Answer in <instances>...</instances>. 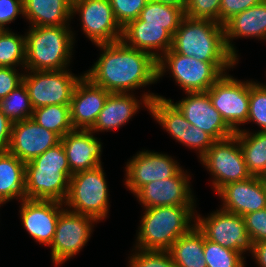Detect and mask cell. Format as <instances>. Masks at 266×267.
Here are the masks:
<instances>
[{
    "instance_id": "obj_31",
    "label": "cell",
    "mask_w": 266,
    "mask_h": 267,
    "mask_svg": "<svg viewBox=\"0 0 266 267\" xmlns=\"http://www.w3.org/2000/svg\"><path fill=\"white\" fill-rule=\"evenodd\" d=\"M32 119L47 130L57 134L60 138L74 130L69 105H47L33 110Z\"/></svg>"
},
{
    "instance_id": "obj_4",
    "label": "cell",
    "mask_w": 266,
    "mask_h": 267,
    "mask_svg": "<svg viewBox=\"0 0 266 267\" xmlns=\"http://www.w3.org/2000/svg\"><path fill=\"white\" fill-rule=\"evenodd\" d=\"M171 49L203 62H239L227 48L224 26L209 19L185 16L172 37Z\"/></svg>"
},
{
    "instance_id": "obj_3",
    "label": "cell",
    "mask_w": 266,
    "mask_h": 267,
    "mask_svg": "<svg viewBox=\"0 0 266 267\" xmlns=\"http://www.w3.org/2000/svg\"><path fill=\"white\" fill-rule=\"evenodd\" d=\"M72 173L62 143L25 163V199L64 202Z\"/></svg>"
},
{
    "instance_id": "obj_41",
    "label": "cell",
    "mask_w": 266,
    "mask_h": 267,
    "mask_svg": "<svg viewBox=\"0 0 266 267\" xmlns=\"http://www.w3.org/2000/svg\"><path fill=\"white\" fill-rule=\"evenodd\" d=\"M262 0H221L220 24L224 25L230 18L257 5Z\"/></svg>"
},
{
    "instance_id": "obj_33",
    "label": "cell",
    "mask_w": 266,
    "mask_h": 267,
    "mask_svg": "<svg viewBox=\"0 0 266 267\" xmlns=\"http://www.w3.org/2000/svg\"><path fill=\"white\" fill-rule=\"evenodd\" d=\"M0 109L13 123L32 118L34 108L23 82L0 100Z\"/></svg>"
},
{
    "instance_id": "obj_9",
    "label": "cell",
    "mask_w": 266,
    "mask_h": 267,
    "mask_svg": "<svg viewBox=\"0 0 266 267\" xmlns=\"http://www.w3.org/2000/svg\"><path fill=\"white\" fill-rule=\"evenodd\" d=\"M200 161L210 172L213 179L211 185L216 193L226 184L252 176L247 170L239 140L235 135L215 141Z\"/></svg>"
},
{
    "instance_id": "obj_25",
    "label": "cell",
    "mask_w": 266,
    "mask_h": 267,
    "mask_svg": "<svg viewBox=\"0 0 266 267\" xmlns=\"http://www.w3.org/2000/svg\"><path fill=\"white\" fill-rule=\"evenodd\" d=\"M23 7L29 27L70 26L73 19L71 0H23Z\"/></svg>"
},
{
    "instance_id": "obj_11",
    "label": "cell",
    "mask_w": 266,
    "mask_h": 267,
    "mask_svg": "<svg viewBox=\"0 0 266 267\" xmlns=\"http://www.w3.org/2000/svg\"><path fill=\"white\" fill-rule=\"evenodd\" d=\"M79 15L81 31L94 44L122 40L123 28L117 22L110 0H75L72 16Z\"/></svg>"
},
{
    "instance_id": "obj_18",
    "label": "cell",
    "mask_w": 266,
    "mask_h": 267,
    "mask_svg": "<svg viewBox=\"0 0 266 267\" xmlns=\"http://www.w3.org/2000/svg\"><path fill=\"white\" fill-rule=\"evenodd\" d=\"M60 140L57 134L28 118L13 123L8 151L26 163L56 146Z\"/></svg>"
},
{
    "instance_id": "obj_21",
    "label": "cell",
    "mask_w": 266,
    "mask_h": 267,
    "mask_svg": "<svg viewBox=\"0 0 266 267\" xmlns=\"http://www.w3.org/2000/svg\"><path fill=\"white\" fill-rule=\"evenodd\" d=\"M110 94L83 76L77 83L70 101V117L74 129L90 130Z\"/></svg>"
},
{
    "instance_id": "obj_6",
    "label": "cell",
    "mask_w": 266,
    "mask_h": 267,
    "mask_svg": "<svg viewBox=\"0 0 266 267\" xmlns=\"http://www.w3.org/2000/svg\"><path fill=\"white\" fill-rule=\"evenodd\" d=\"M239 62H203L172 49L157 60L158 81L168 71L184 92H207L227 70Z\"/></svg>"
},
{
    "instance_id": "obj_26",
    "label": "cell",
    "mask_w": 266,
    "mask_h": 267,
    "mask_svg": "<svg viewBox=\"0 0 266 267\" xmlns=\"http://www.w3.org/2000/svg\"><path fill=\"white\" fill-rule=\"evenodd\" d=\"M25 199V162L9 151L0 152V201Z\"/></svg>"
},
{
    "instance_id": "obj_17",
    "label": "cell",
    "mask_w": 266,
    "mask_h": 267,
    "mask_svg": "<svg viewBox=\"0 0 266 267\" xmlns=\"http://www.w3.org/2000/svg\"><path fill=\"white\" fill-rule=\"evenodd\" d=\"M20 219L24 229L38 244L50 246L64 203L56 200L20 201Z\"/></svg>"
},
{
    "instance_id": "obj_16",
    "label": "cell",
    "mask_w": 266,
    "mask_h": 267,
    "mask_svg": "<svg viewBox=\"0 0 266 267\" xmlns=\"http://www.w3.org/2000/svg\"><path fill=\"white\" fill-rule=\"evenodd\" d=\"M185 95L186 97L174 104L191 125L208 133L215 141L229 138L235 134V131L212 105L207 92H186Z\"/></svg>"
},
{
    "instance_id": "obj_5",
    "label": "cell",
    "mask_w": 266,
    "mask_h": 267,
    "mask_svg": "<svg viewBox=\"0 0 266 267\" xmlns=\"http://www.w3.org/2000/svg\"><path fill=\"white\" fill-rule=\"evenodd\" d=\"M72 30L70 26L29 27L25 33V71L68 69L75 46Z\"/></svg>"
},
{
    "instance_id": "obj_13",
    "label": "cell",
    "mask_w": 266,
    "mask_h": 267,
    "mask_svg": "<svg viewBox=\"0 0 266 267\" xmlns=\"http://www.w3.org/2000/svg\"><path fill=\"white\" fill-rule=\"evenodd\" d=\"M212 105L236 132L247 124L249 111V80H238L224 74L208 91Z\"/></svg>"
},
{
    "instance_id": "obj_37",
    "label": "cell",
    "mask_w": 266,
    "mask_h": 267,
    "mask_svg": "<svg viewBox=\"0 0 266 267\" xmlns=\"http://www.w3.org/2000/svg\"><path fill=\"white\" fill-rule=\"evenodd\" d=\"M221 0H187L185 16L193 19H209L220 23Z\"/></svg>"
},
{
    "instance_id": "obj_15",
    "label": "cell",
    "mask_w": 266,
    "mask_h": 267,
    "mask_svg": "<svg viewBox=\"0 0 266 267\" xmlns=\"http://www.w3.org/2000/svg\"><path fill=\"white\" fill-rule=\"evenodd\" d=\"M190 174L182 168L175 176L152 181L142 186L135 194L143 208L196 205Z\"/></svg>"
},
{
    "instance_id": "obj_43",
    "label": "cell",
    "mask_w": 266,
    "mask_h": 267,
    "mask_svg": "<svg viewBox=\"0 0 266 267\" xmlns=\"http://www.w3.org/2000/svg\"><path fill=\"white\" fill-rule=\"evenodd\" d=\"M20 68L0 67V100L22 83L23 72Z\"/></svg>"
},
{
    "instance_id": "obj_1",
    "label": "cell",
    "mask_w": 266,
    "mask_h": 267,
    "mask_svg": "<svg viewBox=\"0 0 266 267\" xmlns=\"http://www.w3.org/2000/svg\"><path fill=\"white\" fill-rule=\"evenodd\" d=\"M101 53L84 76L110 93H133L158 82L157 60L122 40L96 45Z\"/></svg>"
},
{
    "instance_id": "obj_22",
    "label": "cell",
    "mask_w": 266,
    "mask_h": 267,
    "mask_svg": "<svg viewBox=\"0 0 266 267\" xmlns=\"http://www.w3.org/2000/svg\"><path fill=\"white\" fill-rule=\"evenodd\" d=\"M60 142L72 174L102 165V142L91 130L74 129L64 135Z\"/></svg>"
},
{
    "instance_id": "obj_45",
    "label": "cell",
    "mask_w": 266,
    "mask_h": 267,
    "mask_svg": "<svg viewBox=\"0 0 266 267\" xmlns=\"http://www.w3.org/2000/svg\"><path fill=\"white\" fill-rule=\"evenodd\" d=\"M250 253L259 267H266V241L253 243Z\"/></svg>"
},
{
    "instance_id": "obj_10",
    "label": "cell",
    "mask_w": 266,
    "mask_h": 267,
    "mask_svg": "<svg viewBox=\"0 0 266 267\" xmlns=\"http://www.w3.org/2000/svg\"><path fill=\"white\" fill-rule=\"evenodd\" d=\"M95 223L98 222L94 218L74 213L66 208L60 213L55 234L49 246L51 261L55 266L64 264L86 246Z\"/></svg>"
},
{
    "instance_id": "obj_48",
    "label": "cell",
    "mask_w": 266,
    "mask_h": 267,
    "mask_svg": "<svg viewBox=\"0 0 266 267\" xmlns=\"http://www.w3.org/2000/svg\"><path fill=\"white\" fill-rule=\"evenodd\" d=\"M263 187H264L265 194H266V178H263Z\"/></svg>"
},
{
    "instance_id": "obj_32",
    "label": "cell",
    "mask_w": 266,
    "mask_h": 267,
    "mask_svg": "<svg viewBox=\"0 0 266 267\" xmlns=\"http://www.w3.org/2000/svg\"><path fill=\"white\" fill-rule=\"evenodd\" d=\"M11 30H0V67L25 70L26 37Z\"/></svg>"
},
{
    "instance_id": "obj_42",
    "label": "cell",
    "mask_w": 266,
    "mask_h": 267,
    "mask_svg": "<svg viewBox=\"0 0 266 267\" xmlns=\"http://www.w3.org/2000/svg\"><path fill=\"white\" fill-rule=\"evenodd\" d=\"M24 15L23 0H0V30L9 29L7 24Z\"/></svg>"
},
{
    "instance_id": "obj_23",
    "label": "cell",
    "mask_w": 266,
    "mask_h": 267,
    "mask_svg": "<svg viewBox=\"0 0 266 267\" xmlns=\"http://www.w3.org/2000/svg\"><path fill=\"white\" fill-rule=\"evenodd\" d=\"M172 37L164 25L145 24L140 18L130 21L122 33L127 46L147 52L156 60L171 49Z\"/></svg>"
},
{
    "instance_id": "obj_39",
    "label": "cell",
    "mask_w": 266,
    "mask_h": 267,
    "mask_svg": "<svg viewBox=\"0 0 266 267\" xmlns=\"http://www.w3.org/2000/svg\"><path fill=\"white\" fill-rule=\"evenodd\" d=\"M215 140L200 128L191 125L186 128L183 137V146L195 149L200 160L207 150L212 146Z\"/></svg>"
},
{
    "instance_id": "obj_14",
    "label": "cell",
    "mask_w": 266,
    "mask_h": 267,
    "mask_svg": "<svg viewBox=\"0 0 266 267\" xmlns=\"http://www.w3.org/2000/svg\"><path fill=\"white\" fill-rule=\"evenodd\" d=\"M181 169L172 156L144 149L126 162L124 185L134 195L147 183L171 178Z\"/></svg>"
},
{
    "instance_id": "obj_47",
    "label": "cell",
    "mask_w": 266,
    "mask_h": 267,
    "mask_svg": "<svg viewBox=\"0 0 266 267\" xmlns=\"http://www.w3.org/2000/svg\"><path fill=\"white\" fill-rule=\"evenodd\" d=\"M260 178H266V166L264 172L259 176Z\"/></svg>"
},
{
    "instance_id": "obj_8",
    "label": "cell",
    "mask_w": 266,
    "mask_h": 267,
    "mask_svg": "<svg viewBox=\"0 0 266 267\" xmlns=\"http://www.w3.org/2000/svg\"><path fill=\"white\" fill-rule=\"evenodd\" d=\"M70 69L57 71H23L34 109L47 105H70L74 89L84 74L76 76Z\"/></svg>"
},
{
    "instance_id": "obj_44",
    "label": "cell",
    "mask_w": 266,
    "mask_h": 267,
    "mask_svg": "<svg viewBox=\"0 0 266 267\" xmlns=\"http://www.w3.org/2000/svg\"><path fill=\"white\" fill-rule=\"evenodd\" d=\"M13 122L0 109V152L8 151Z\"/></svg>"
},
{
    "instance_id": "obj_28",
    "label": "cell",
    "mask_w": 266,
    "mask_h": 267,
    "mask_svg": "<svg viewBox=\"0 0 266 267\" xmlns=\"http://www.w3.org/2000/svg\"><path fill=\"white\" fill-rule=\"evenodd\" d=\"M149 113L170 136L183 145V137L190 122L174 104L172 99H167L158 94L150 101Z\"/></svg>"
},
{
    "instance_id": "obj_38",
    "label": "cell",
    "mask_w": 266,
    "mask_h": 267,
    "mask_svg": "<svg viewBox=\"0 0 266 267\" xmlns=\"http://www.w3.org/2000/svg\"><path fill=\"white\" fill-rule=\"evenodd\" d=\"M149 0H110L115 18L124 28L130 21L139 18L141 10Z\"/></svg>"
},
{
    "instance_id": "obj_46",
    "label": "cell",
    "mask_w": 266,
    "mask_h": 267,
    "mask_svg": "<svg viewBox=\"0 0 266 267\" xmlns=\"http://www.w3.org/2000/svg\"><path fill=\"white\" fill-rule=\"evenodd\" d=\"M166 5L182 7L185 9L187 0H154Z\"/></svg>"
},
{
    "instance_id": "obj_29",
    "label": "cell",
    "mask_w": 266,
    "mask_h": 267,
    "mask_svg": "<svg viewBox=\"0 0 266 267\" xmlns=\"http://www.w3.org/2000/svg\"><path fill=\"white\" fill-rule=\"evenodd\" d=\"M234 135L239 140L247 170L259 177L266 166V131L251 132L241 127Z\"/></svg>"
},
{
    "instance_id": "obj_19",
    "label": "cell",
    "mask_w": 266,
    "mask_h": 267,
    "mask_svg": "<svg viewBox=\"0 0 266 267\" xmlns=\"http://www.w3.org/2000/svg\"><path fill=\"white\" fill-rule=\"evenodd\" d=\"M156 96L158 94L150 93V91L144 92L140 101L134 93H110L96 123L90 130L95 134L96 132H110L123 127L132 119V116L139 112L140 107H146L149 111L150 101Z\"/></svg>"
},
{
    "instance_id": "obj_7",
    "label": "cell",
    "mask_w": 266,
    "mask_h": 267,
    "mask_svg": "<svg viewBox=\"0 0 266 267\" xmlns=\"http://www.w3.org/2000/svg\"><path fill=\"white\" fill-rule=\"evenodd\" d=\"M102 165L72 174L64 207L94 218L98 223L108 217L109 189Z\"/></svg>"
},
{
    "instance_id": "obj_27",
    "label": "cell",
    "mask_w": 266,
    "mask_h": 267,
    "mask_svg": "<svg viewBox=\"0 0 266 267\" xmlns=\"http://www.w3.org/2000/svg\"><path fill=\"white\" fill-rule=\"evenodd\" d=\"M203 251L204 234L196 225L178 237L168 250L176 267H207Z\"/></svg>"
},
{
    "instance_id": "obj_35",
    "label": "cell",
    "mask_w": 266,
    "mask_h": 267,
    "mask_svg": "<svg viewBox=\"0 0 266 267\" xmlns=\"http://www.w3.org/2000/svg\"><path fill=\"white\" fill-rule=\"evenodd\" d=\"M255 123L266 131V84L249 80V111L247 123Z\"/></svg>"
},
{
    "instance_id": "obj_36",
    "label": "cell",
    "mask_w": 266,
    "mask_h": 267,
    "mask_svg": "<svg viewBox=\"0 0 266 267\" xmlns=\"http://www.w3.org/2000/svg\"><path fill=\"white\" fill-rule=\"evenodd\" d=\"M132 252L128 257V267H176L168 251L134 248Z\"/></svg>"
},
{
    "instance_id": "obj_40",
    "label": "cell",
    "mask_w": 266,
    "mask_h": 267,
    "mask_svg": "<svg viewBox=\"0 0 266 267\" xmlns=\"http://www.w3.org/2000/svg\"><path fill=\"white\" fill-rule=\"evenodd\" d=\"M243 217L252 244L266 241V208L248 213Z\"/></svg>"
},
{
    "instance_id": "obj_30",
    "label": "cell",
    "mask_w": 266,
    "mask_h": 267,
    "mask_svg": "<svg viewBox=\"0 0 266 267\" xmlns=\"http://www.w3.org/2000/svg\"><path fill=\"white\" fill-rule=\"evenodd\" d=\"M184 17V8L166 5L154 0L147 2L139 16L145 24L164 25V29L172 36L179 28Z\"/></svg>"
},
{
    "instance_id": "obj_12",
    "label": "cell",
    "mask_w": 266,
    "mask_h": 267,
    "mask_svg": "<svg viewBox=\"0 0 266 267\" xmlns=\"http://www.w3.org/2000/svg\"><path fill=\"white\" fill-rule=\"evenodd\" d=\"M212 212L205 217L196 211V226L205 238L243 255L246 252L250 253L252 242L246 230L244 217L221 208Z\"/></svg>"
},
{
    "instance_id": "obj_24",
    "label": "cell",
    "mask_w": 266,
    "mask_h": 267,
    "mask_svg": "<svg viewBox=\"0 0 266 267\" xmlns=\"http://www.w3.org/2000/svg\"><path fill=\"white\" fill-rule=\"evenodd\" d=\"M223 26L227 48L239 60L234 39L266 40V0L233 16Z\"/></svg>"
},
{
    "instance_id": "obj_20",
    "label": "cell",
    "mask_w": 266,
    "mask_h": 267,
    "mask_svg": "<svg viewBox=\"0 0 266 267\" xmlns=\"http://www.w3.org/2000/svg\"><path fill=\"white\" fill-rule=\"evenodd\" d=\"M217 194L221 198V209L240 216L266 208L263 178L257 176L226 184Z\"/></svg>"
},
{
    "instance_id": "obj_2",
    "label": "cell",
    "mask_w": 266,
    "mask_h": 267,
    "mask_svg": "<svg viewBox=\"0 0 266 267\" xmlns=\"http://www.w3.org/2000/svg\"><path fill=\"white\" fill-rule=\"evenodd\" d=\"M134 248L168 251L173 242L196 225V205L144 208Z\"/></svg>"
},
{
    "instance_id": "obj_34",
    "label": "cell",
    "mask_w": 266,
    "mask_h": 267,
    "mask_svg": "<svg viewBox=\"0 0 266 267\" xmlns=\"http://www.w3.org/2000/svg\"><path fill=\"white\" fill-rule=\"evenodd\" d=\"M204 259L207 267H245L242 253L212 242L204 236Z\"/></svg>"
}]
</instances>
